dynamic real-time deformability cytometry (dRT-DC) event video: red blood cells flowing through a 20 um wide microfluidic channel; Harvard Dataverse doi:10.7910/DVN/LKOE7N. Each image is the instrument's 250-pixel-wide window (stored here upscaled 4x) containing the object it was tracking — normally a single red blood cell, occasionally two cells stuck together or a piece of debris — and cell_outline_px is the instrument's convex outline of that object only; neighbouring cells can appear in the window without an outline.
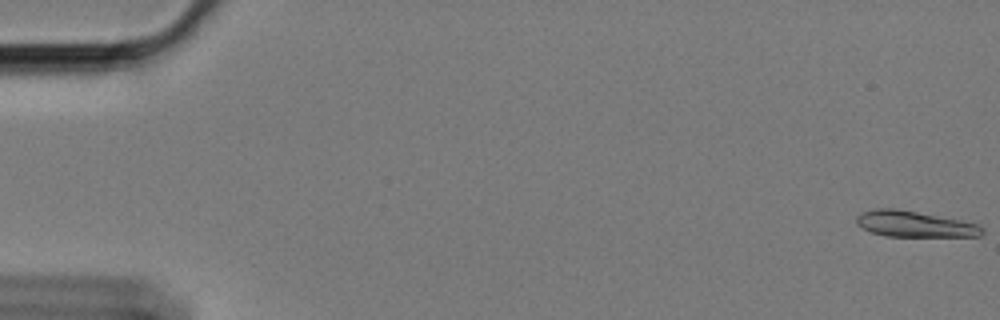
{"species": "Egyptian fruit bat (a non-hibernating species)", "species_latin": "Rousettus aegyptiacus", "temperature_condition": "cold", "stored_images_in_passage": 59, "camera_frame_rate_fps": 3000, "um_per_image_px": 0.085, "animal": {"sex": "female"}, "frame": {"image": 1, "passage_image": 1, "time_ms": 0.0, "image_size_px": [1000, 320], "cell_outline_px": [[984, 232], [980, 236], [884, 236], [872, 232], [856, 224], [856, 216], [860, 212], [876, 208], [896, 208], [960, 220], [980, 224], [984, 228]], "centroid_in_image_um": [77.73, 19.04], "position_along_channel_um": 7.3, "area_um2": 19.02}}
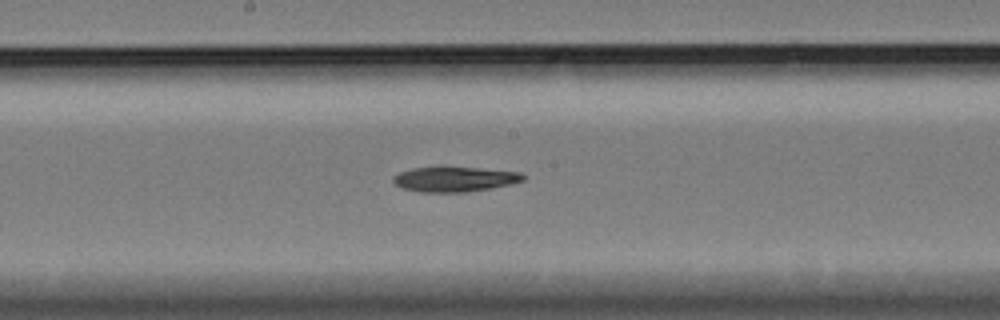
{"frame": {"image": 2, "passage_image": 32, "time_ms": 10.333, "image_size_px": [1000, 320], "cell_outline_px": [[524, 180], [508, 184], [468, 192], [420, 192], [404, 188], [396, 184], [392, 180], [392, 176], [400, 172], [412, 168], [480, 168], [520, 172], [524, 176]], "centroid_in_image_um": [38.62, 15.24], "position_along_channel_um": 209.6, "area_um2": 18.44}}
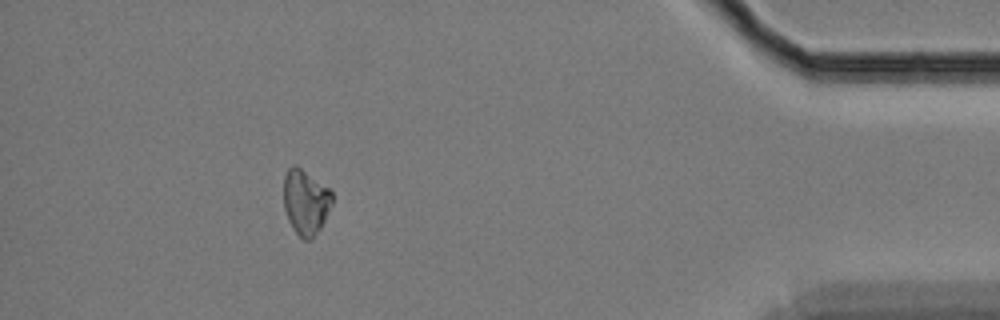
{"frame": {"image": 3, "passage_image": 54, "time_ms": 17.667, "image_size_px": [1000, 320], "cell_outline_px": [[332, 204], [320, 228], [312, 240], [304, 240], [292, 228], [288, 220], [284, 208], [284, 176], [288, 168], [292, 164], [296, 164], [328, 188], [332, 192]], "centroid_in_image_um": [25.96, 17.16], "position_along_channel_um": 409.2, "area_um2": 18.38}, "authors_computed_cell_mechanics": {"area_um2": 19.074, "velocity_mm_per_s": 3.3887, "shape_relaxation_time_tau1_ms": 8.892, "shape_relaxation_time_tau2_ms": null, "deformation_change_tau1": 0.1613, "deformation_change_tau2": null}}